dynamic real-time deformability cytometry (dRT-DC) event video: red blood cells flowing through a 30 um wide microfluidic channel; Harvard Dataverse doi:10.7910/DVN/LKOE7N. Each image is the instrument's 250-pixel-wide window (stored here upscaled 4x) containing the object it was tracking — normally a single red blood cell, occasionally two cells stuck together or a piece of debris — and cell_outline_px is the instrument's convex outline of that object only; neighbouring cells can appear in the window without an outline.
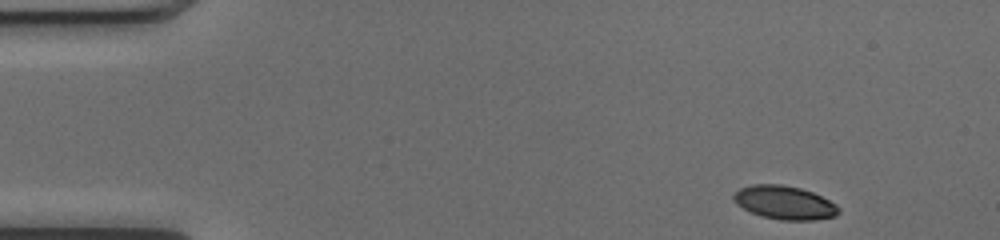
{"species": "common noctule bat (a hibernating species)", "species_latin": "Nyctalus noctula", "temperature_condition": "cold", "stored_images_in_passage": 47, "camera_frame_rate_fps": 3000, "um_per_image_px": 0.085, "animal": {"sex": "female", "body_mass_g": 17.0, "forearm_length_mm": 48.0}, "frame": {"image": 1, "passage_image": 1, "time_ms": 0.0, "image_size_px": [1000, 240], "cell_outline_px": [[840, 212], [836, 216], [812, 220], [780, 220], [760, 216], [736, 204], [732, 200], [732, 196], [740, 188], [752, 184], [780, 184], [800, 188], [812, 192], [836, 204], [840, 208]], "centroid_in_image_um": [66.68, 17.22], "position_along_channel_um": 18.3, "area_um2": 20.52}}
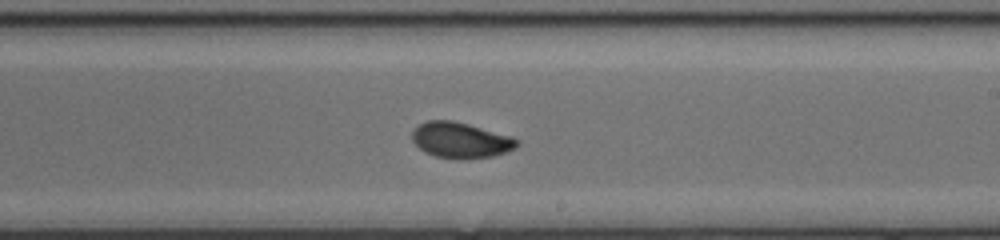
{"frame": {"image": 2, "passage_image": 26, "time_ms": 8.333, "image_size_px": [1000, 240], "cell_outline_px": [[520, 144], [516, 148], [492, 156], [460, 160], [436, 156], [424, 152], [412, 140], [412, 132], [420, 124], [428, 120], [452, 120], [468, 124], [512, 136], [520, 140]], "centroid_in_image_um": [39.18, 11.92], "position_along_channel_um": 249.8, "area_um2": 21.85}}
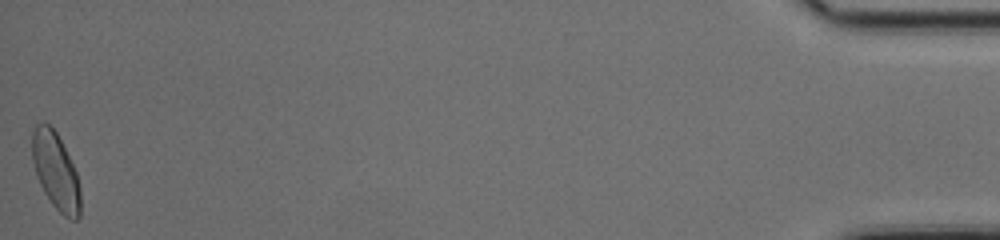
{"frame": {"image": 3, "passage_image": 47, "time_ms": 15.333, "image_size_px": [1000, 240], "cell_outline_px": [[80, 216], [76, 220], [72, 220], [64, 216], [52, 204], [44, 192], [36, 176], [32, 160], [32, 132], [36, 124], [44, 120], [56, 132], [76, 172], [80, 188]], "centroid_in_image_um": [4.72, 14.55], "position_along_channel_um": 430.5, "area_um2": 21.56}, "authors_computed_cell_mechanics": {"area_um2": 21.2704, "velocity_mm_per_s": 4.0293, "shape_relaxation_time_tau1_ms": 4.5388, "shape_relaxation_time_tau2_ms": 1.4152, "deformation_change_tau1": 0.147, "deformation_change_tau2": 0.0564}}